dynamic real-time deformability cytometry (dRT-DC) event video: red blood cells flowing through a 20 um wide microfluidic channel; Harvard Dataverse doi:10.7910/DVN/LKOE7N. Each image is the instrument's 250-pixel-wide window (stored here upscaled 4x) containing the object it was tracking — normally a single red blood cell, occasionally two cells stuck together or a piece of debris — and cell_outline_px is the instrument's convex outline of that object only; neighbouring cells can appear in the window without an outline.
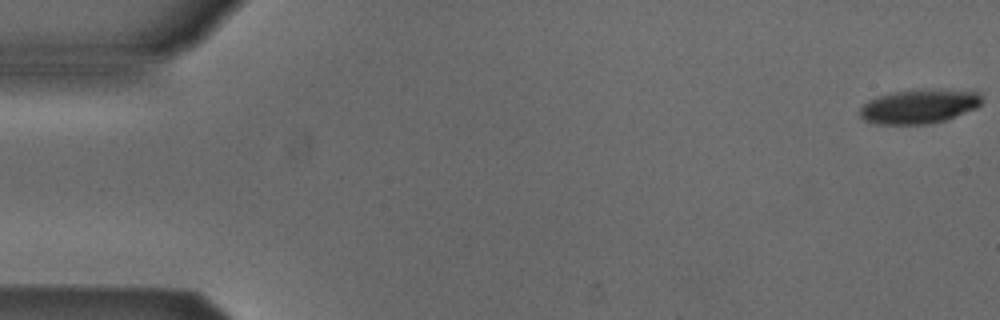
{"species": "Egyptian fruit bat (a non-hibernating species)", "species_latin": "Rousettus aegyptiacus", "temperature_condition": "cold", "stored_images_in_passage": 53, "camera_frame_rate_fps": 3000, "um_per_image_px": 0.085, "animal": {"sex": "male"}, "frame": {"image": 1, "passage_image": 1, "time_ms": 0.0, "image_size_px": [1000, 320], "cell_outline_px": [[984, 100], [976, 108], [944, 120], [928, 124], [876, 124], [864, 120], [860, 116], [860, 108], [868, 100], [880, 96], [896, 92], [924, 88], [940, 88], [980, 92], [984, 96]], "centroid_in_image_um": [78.18, 9.02], "position_along_channel_um": 6.8, "area_um2": 24.57}}
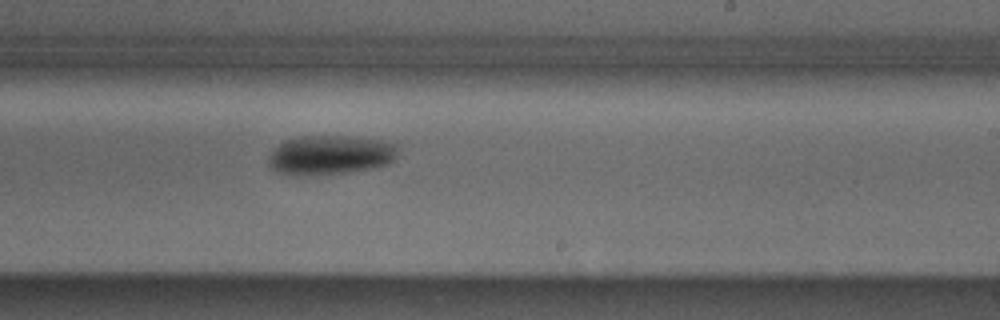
{"frame": {"image": 2, "passage_image": 32, "time_ms": 10.333, "image_size_px": [1000, 320], "cell_outline_px": [[396, 156], [388, 164], [372, 168], [352, 172], [280, 172], [272, 168], [268, 164], [268, 156], [284, 140], [300, 136], [352, 136], [380, 140], [396, 144]], "centroid_in_image_um": [28.12, 13.12], "position_along_channel_um": 260.9, "area_um2": 28.61}}
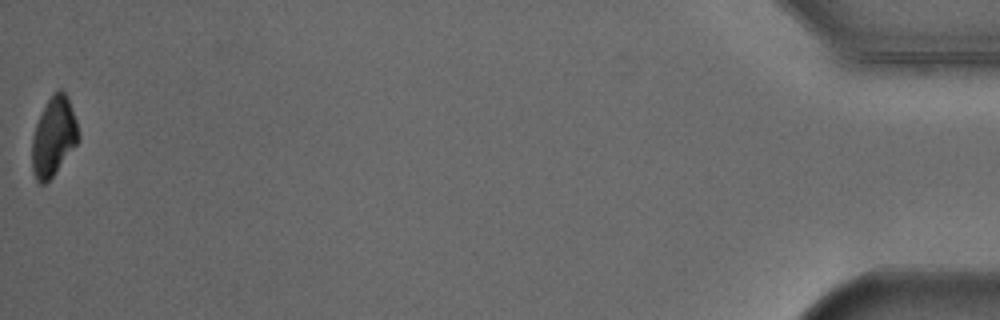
{"frame": {"image": 3, "passage_image": 53, "time_ms": 17.333, "image_size_px": [1000, 320], "cell_outline_px": [[80, 140], [52, 176], [44, 184], [40, 184], [36, 180], [32, 172], [32, 136], [36, 124], [52, 92], [60, 88], [68, 96], [80, 132]], "centroid_in_image_um": [4.57, 11.6], "position_along_channel_um": 430.6, "area_um2": 21.39}, "authors_computed_cell_mechanics": {"area_um2": 27.166, "velocity_mm_per_s": 3.8853, "shape_relaxation_time_tau1_ms": 1.5986, "shape_relaxation_time_tau2_ms": null, "deformation_change_tau1": 0.0803, "deformation_change_tau2": null}}